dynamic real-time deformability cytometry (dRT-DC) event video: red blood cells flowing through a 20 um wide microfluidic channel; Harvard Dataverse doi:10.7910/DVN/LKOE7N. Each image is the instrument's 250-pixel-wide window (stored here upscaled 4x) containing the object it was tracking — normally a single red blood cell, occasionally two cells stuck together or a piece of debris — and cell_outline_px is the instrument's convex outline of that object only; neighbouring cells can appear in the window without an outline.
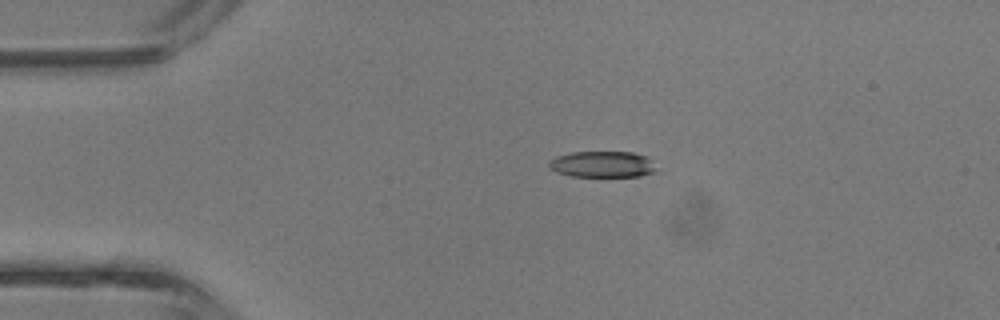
{"species": "common noctule bat (a hibernating species)", "species_latin": "Nyctalus noctula", "temperature_condition": "room temperature", "stored_images_in_passage": 4, "camera_frame_rate_fps": 3000, "um_per_image_px": 0.085, "animal": {"sex": "male", "body_mass_g": 13.3}, "frame": {"image": 1, "passage_image": 3, "time_ms": 0.667, "image_size_px": [1000, 320], "cell_outline_px": [[656, 172], [640, 176], [572, 176], [556, 172], [548, 168], [548, 160], [556, 156], [572, 152], [632, 152], [644, 156], [652, 160]], "centroid_in_image_um": [51.16, 13.96], "position_along_channel_um": 33.8, "area_um2": 16.42}}